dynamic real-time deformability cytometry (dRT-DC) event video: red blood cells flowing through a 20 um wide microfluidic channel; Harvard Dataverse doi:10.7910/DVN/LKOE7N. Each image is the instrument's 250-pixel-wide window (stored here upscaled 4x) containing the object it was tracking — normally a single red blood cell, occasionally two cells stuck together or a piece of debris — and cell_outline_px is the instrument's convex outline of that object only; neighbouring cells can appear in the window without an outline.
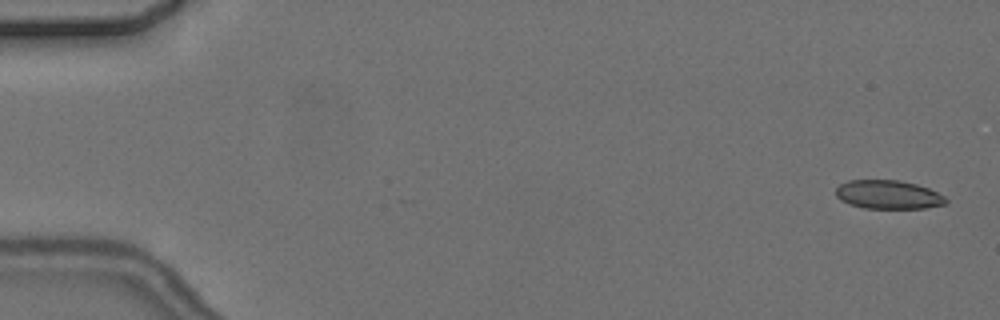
{"species": "common noctule bat (a hibernating species)", "species_latin": "Nyctalus noctula", "temperature_condition": "cold", "stored_images_in_passage": 6, "camera_frame_rate_fps": 3000, "um_per_image_px": 0.085, "animal": {"sex": "female", "body_mass_g": 24.6, "forearm_length_mm": 56.2}, "frame": {"image": 1, "passage_image": 1, "time_ms": 0.0, "image_size_px": [1000, 320], "cell_outline_px": [[948, 204], [924, 208], [864, 208], [848, 204], [840, 200], [836, 196], [836, 188], [840, 184], [848, 180], [900, 180], [916, 184], [928, 188], [944, 196], [948, 200]], "centroid_in_image_um": [75.49, 16.54], "position_along_channel_um": 9.5, "area_um2": 18.5}}